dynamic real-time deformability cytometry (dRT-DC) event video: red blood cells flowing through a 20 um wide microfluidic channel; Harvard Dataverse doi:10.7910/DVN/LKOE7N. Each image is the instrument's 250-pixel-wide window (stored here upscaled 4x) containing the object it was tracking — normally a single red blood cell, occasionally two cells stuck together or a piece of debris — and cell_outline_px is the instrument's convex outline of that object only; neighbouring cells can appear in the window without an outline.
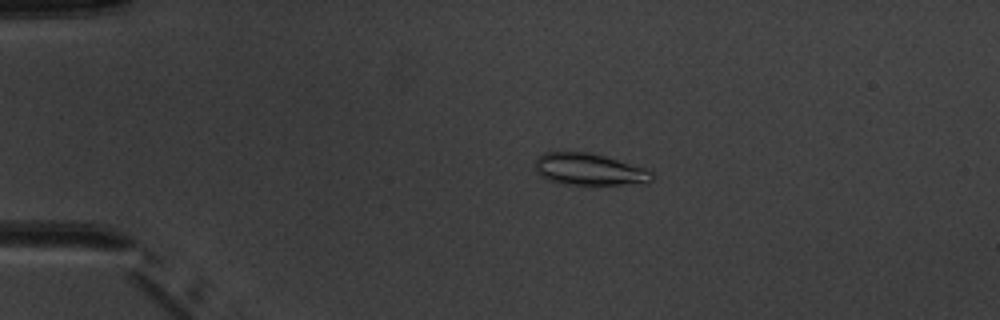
{"species": "common noctule bat (a hibernating species)", "species_latin": "Nyctalus noctula", "temperature_condition": "warm", "stored_images_in_passage": 5, "camera_frame_rate_fps": 3000, "um_per_image_px": 0.085, "animal": {"sex": "male", "body_mass_g": 20.1, "forearm_length_mm": 53.5}, "frame": {"image": 1, "passage_image": 3, "time_ms": 2.333, "image_size_px": [1000, 320], "cell_outline_px": [[652, 180], [648, 184], [564, 184], [548, 180], [540, 176], [536, 172], [536, 160], [544, 152], [592, 152], [648, 168], [652, 172]], "centroid_in_image_um": [50.14, 14.39], "position_along_channel_um": 34.9, "area_um2": 21.91}}
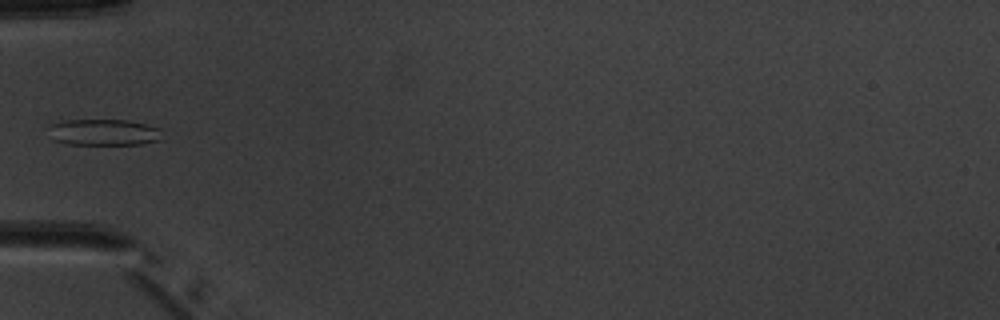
{"frame": {"image": 2, "passage_image": 5, "time_ms": 4.667, "image_size_px": [1000, 320], "cell_outline_px": [[160, 140], [140, 144], [68, 144], [52, 140], [44, 128], [48, 124], [64, 120], [128, 120], [160, 128]], "centroid_in_image_um": [8.69, 11.24], "position_along_channel_um": 76.3, "area_um2": 17.69}}